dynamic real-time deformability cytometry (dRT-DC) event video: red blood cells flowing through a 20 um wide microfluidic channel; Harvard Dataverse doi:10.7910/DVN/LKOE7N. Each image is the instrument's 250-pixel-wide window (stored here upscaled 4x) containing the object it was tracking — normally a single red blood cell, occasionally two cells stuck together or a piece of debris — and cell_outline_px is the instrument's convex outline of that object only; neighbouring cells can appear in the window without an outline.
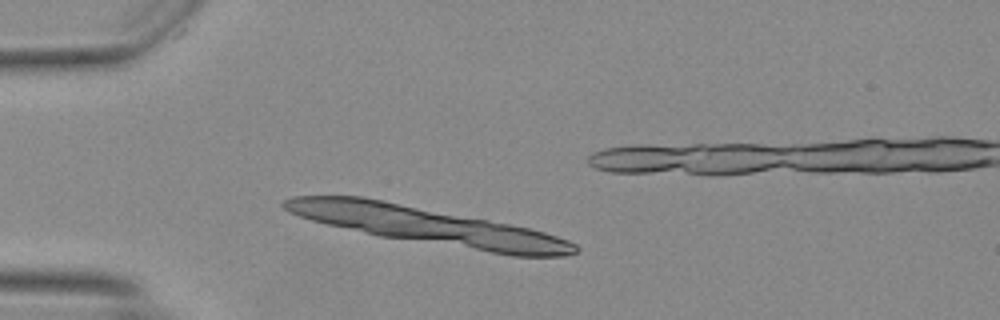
{"species": "Egyptian fruit bat (a non-hibernating species)", "species_latin": "Rousettus aegyptiacus", "temperature_condition": "warm", "stored_images_in_passage": 5, "camera_frame_rate_fps": 3000, "um_per_image_px": 0.085, "animal": {"sex": "female"}, "frame": {"image": 1, "passage_image": 5, "time_ms": 1.333, "image_size_px": [1000, 320], "cell_outline_px": [[576, 248], [572, 252], [548, 256], [528, 256], [500, 252], [484, 248], [496, 228], [520, 228], [536, 232], [560, 240]], "centroid_in_image_um": [44.73, 20.67], "position_along_channel_um": 40.3, "area_um2": 12.66}}